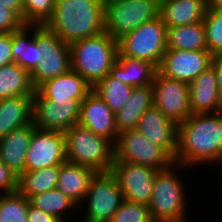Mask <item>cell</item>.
I'll list each match as a JSON object with an SVG mask.
<instances>
[{
    "instance_id": "obj_18",
    "label": "cell",
    "mask_w": 222,
    "mask_h": 222,
    "mask_svg": "<svg viewBox=\"0 0 222 222\" xmlns=\"http://www.w3.org/2000/svg\"><path fill=\"white\" fill-rule=\"evenodd\" d=\"M189 105L192 114L222 112V96L212 66L189 84Z\"/></svg>"
},
{
    "instance_id": "obj_20",
    "label": "cell",
    "mask_w": 222,
    "mask_h": 222,
    "mask_svg": "<svg viewBox=\"0 0 222 222\" xmlns=\"http://www.w3.org/2000/svg\"><path fill=\"white\" fill-rule=\"evenodd\" d=\"M35 128L30 123L0 138V159L18 177L25 172L26 152Z\"/></svg>"
},
{
    "instance_id": "obj_8",
    "label": "cell",
    "mask_w": 222,
    "mask_h": 222,
    "mask_svg": "<svg viewBox=\"0 0 222 222\" xmlns=\"http://www.w3.org/2000/svg\"><path fill=\"white\" fill-rule=\"evenodd\" d=\"M167 50V27L159 16L118 40V53L160 66Z\"/></svg>"
},
{
    "instance_id": "obj_37",
    "label": "cell",
    "mask_w": 222,
    "mask_h": 222,
    "mask_svg": "<svg viewBox=\"0 0 222 222\" xmlns=\"http://www.w3.org/2000/svg\"><path fill=\"white\" fill-rule=\"evenodd\" d=\"M23 25V21L12 10L0 5V32L12 33Z\"/></svg>"
},
{
    "instance_id": "obj_31",
    "label": "cell",
    "mask_w": 222,
    "mask_h": 222,
    "mask_svg": "<svg viewBox=\"0 0 222 222\" xmlns=\"http://www.w3.org/2000/svg\"><path fill=\"white\" fill-rule=\"evenodd\" d=\"M133 87L107 74L93 86V91L108 105L114 114L119 112L130 98Z\"/></svg>"
},
{
    "instance_id": "obj_6",
    "label": "cell",
    "mask_w": 222,
    "mask_h": 222,
    "mask_svg": "<svg viewBox=\"0 0 222 222\" xmlns=\"http://www.w3.org/2000/svg\"><path fill=\"white\" fill-rule=\"evenodd\" d=\"M160 16V0H114L104 4L105 32L116 41Z\"/></svg>"
},
{
    "instance_id": "obj_3",
    "label": "cell",
    "mask_w": 222,
    "mask_h": 222,
    "mask_svg": "<svg viewBox=\"0 0 222 222\" xmlns=\"http://www.w3.org/2000/svg\"><path fill=\"white\" fill-rule=\"evenodd\" d=\"M185 169L189 171L191 168L173 162L169 167L157 171L149 203L150 213L155 222L190 218L187 216L188 213L190 214L188 209L190 199L186 195L188 185L184 183V178H181L180 173Z\"/></svg>"
},
{
    "instance_id": "obj_7",
    "label": "cell",
    "mask_w": 222,
    "mask_h": 222,
    "mask_svg": "<svg viewBox=\"0 0 222 222\" xmlns=\"http://www.w3.org/2000/svg\"><path fill=\"white\" fill-rule=\"evenodd\" d=\"M123 201V192L115 175L111 171L97 172L89 183L82 203L78 206L79 212L85 209L82 218L79 219L83 222H109Z\"/></svg>"
},
{
    "instance_id": "obj_36",
    "label": "cell",
    "mask_w": 222,
    "mask_h": 222,
    "mask_svg": "<svg viewBox=\"0 0 222 222\" xmlns=\"http://www.w3.org/2000/svg\"><path fill=\"white\" fill-rule=\"evenodd\" d=\"M17 191L18 176L0 159V195L11 194Z\"/></svg>"
},
{
    "instance_id": "obj_13",
    "label": "cell",
    "mask_w": 222,
    "mask_h": 222,
    "mask_svg": "<svg viewBox=\"0 0 222 222\" xmlns=\"http://www.w3.org/2000/svg\"><path fill=\"white\" fill-rule=\"evenodd\" d=\"M65 135L59 131L35 128L26 152L25 171H34L65 163Z\"/></svg>"
},
{
    "instance_id": "obj_11",
    "label": "cell",
    "mask_w": 222,
    "mask_h": 222,
    "mask_svg": "<svg viewBox=\"0 0 222 222\" xmlns=\"http://www.w3.org/2000/svg\"><path fill=\"white\" fill-rule=\"evenodd\" d=\"M152 88L153 106L177 125L192 115L189 105V84L168 78L157 71Z\"/></svg>"
},
{
    "instance_id": "obj_22",
    "label": "cell",
    "mask_w": 222,
    "mask_h": 222,
    "mask_svg": "<svg viewBox=\"0 0 222 222\" xmlns=\"http://www.w3.org/2000/svg\"><path fill=\"white\" fill-rule=\"evenodd\" d=\"M158 67L150 62L136 58L124 57L119 53L109 74L131 87L152 85Z\"/></svg>"
},
{
    "instance_id": "obj_40",
    "label": "cell",
    "mask_w": 222,
    "mask_h": 222,
    "mask_svg": "<svg viewBox=\"0 0 222 222\" xmlns=\"http://www.w3.org/2000/svg\"><path fill=\"white\" fill-rule=\"evenodd\" d=\"M211 66L216 72L218 89L222 96V52L213 54Z\"/></svg>"
},
{
    "instance_id": "obj_44",
    "label": "cell",
    "mask_w": 222,
    "mask_h": 222,
    "mask_svg": "<svg viewBox=\"0 0 222 222\" xmlns=\"http://www.w3.org/2000/svg\"><path fill=\"white\" fill-rule=\"evenodd\" d=\"M103 4H106V3H109L111 1H114V0H100Z\"/></svg>"
},
{
    "instance_id": "obj_42",
    "label": "cell",
    "mask_w": 222,
    "mask_h": 222,
    "mask_svg": "<svg viewBox=\"0 0 222 222\" xmlns=\"http://www.w3.org/2000/svg\"><path fill=\"white\" fill-rule=\"evenodd\" d=\"M207 9L222 10V0H207Z\"/></svg>"
},
{
    "instance_id": "obj_12",
    "label": "cell",
    "mask_w": 222,
    "mask_h": 222,
    "mask_svg": "<svg viewBox=\"0 0 222 222\" xmlns=\"http://www.w3.org/2000/svg\"><path fill=\"white\" fill-rule=\"evenodd\" d=\"M157 171L150 166L124 161H114L111 170L123 192L124 200L145 205L151 201Z\"/></svg>"
},
{
    "instance_id": "obj_2",
    "label": "cell",
    "mask_w": 222,
    "mask_h": 222,
    "mask_svg": "<svg viewBox=\"0 0 222 222\" xmlns=\"http://www.w3.org/2000/svg\"><path fill=\"white\" fill-rule=\"evenodd\" d=\"M43 26L69 45L94 37L105 32L104 4L100 0H55Z\"/></svg>"
},
{
    "instance_id": "obj_38",
    "label": "cell",
    "mask_w": 222,
    "mask_h": 222,
    "mask_svg": "<svg viewBox=\"0 0 222 222\" xmlns=\"http://www.w3.org/2000/svg\"><path fill=\"white\" fill-rule=\"evenodd\" d=\"M13 63L11 33L0 32V68Z\"/></svg>"
},
{
    "instance_id": "obj_27",
    "label": "cell",
    "mask_w": 222,
    "mask_h": 222,
    "mask_svg": "<svg viewBox=\"0 0 222 222\" xmlns=\"http://www.w3.org/2000/svg\"><path fill=\"white\" fill-rule=\"evenodd\" d=\"M35 88L30 73L16 63L0 68V100L17 96H33Z\"/></svg>"
},
{
    "instance_id": "obj_41",
    "label": "cell",
    "mask_w": 222,
    "mask_h": 222,
    "mask_svg": "<svg viewBox=\"0 0 222 222\" xmlns=\"http://www.w3.org/2000/svg\"><path fill=\"white\" fill-rule=\"evenodd\" d=\"M0 5L12 10L22 20L23 0H0Z\"/></svg>"
},
{
    "instance_id": "obj_25",
    "label": "cell",
    "mask_w": 222,
    "mask_h": 222,
    "mask_svg": "<svg viewBox=\"0 0 222 222\" xmlns=\"http://www.w3.org/2000/svg\"><path fill=\"white\" fill-rule=\"evenodd\" d=\"M33 96L0 100V138L14 129L33 123Z\"/></svg>"
},
{
    "instance_id": "obj_10",
    "label": "cell",
    "mask_w": 222,
    "mask_h": 222,
    "mask_svg": "<svg viewBox=\"0 0 222 222\" xmlns=\"http://www.w3.org/2000/svg\"><path fill=\"white\" fill-rule=\"evenodd\" d=\"M114 161L145 165L162 170L174 160L158 145L153 144L136 129L122 131L114 144Z\"/></svg>"
},
{
    "instance_id": "obj_29",
    "label": "cell",
    "mask_w": 222,
    "mask_h": 222,
    "mask_svg": "<svg viewBox=\"0 0 222 222\" xmlns=\"http://www.w3.org/2000/svg\"><path fill=\"white\" fill-rule=\"evenodd\" d=\"M167 49L208 50L203 21L167 28Z\"/></svg>"
},
{
    "instance_id": "obj_45",
    "label": "cell",
    "mask_w": 222,
    "mask_h": 222,
    "mask_svg": "<svg viewBox=\"0 0 222 222\" xmlns=\"http://www.w3.org/2000/svg\"><path fill=\"white\" fill-rule=\"evenodd\" d=\"M64 222H68V221H64ZM69 222H75V221H69ZM77 222H78V221H77ZM79 222H83V221L79 220Z\"/></svg>"
},
{
    "instance_id": "obj_16",
    "label": "cell",
    "mask_w": 222,
    "mask_h": 222,
    "mask_svg": "<svg viewBox=\"0 0 222 222\" xmlns=\"http://www.w3.org/2000/svg\"><path fill=\"white\" fill-rule=\"evenodd\" d=\"M78 124L110 140L113 144L119 134L115 124V114L93 90L80 103Z\"/></svg>"
},
{
    "instance_id": "obj_4",
    "label": "cell",
    "mask_w": 222,
    "mask_h": 222,
    "mask_svg": "<svg viewBox=\"0 0 222 222\" xmlns=\"http://www.w3.org/2000/svg\"><path fill=\"white\" fill-rule=\"evenodd\" d=\"M118 54V41L106 32L70 44L71 69L92 87L109 74Z\"/></svg>"
},
{
    "instance_id": "obj_9",
    "label": "cell",
    "mask_w": 222,
    "mask_h": 222,
    "mask_svg": "<svg viewBox=\"0 0 222 222\" xmlns=\"http://www.w3.org/2000/svg\"><path fill=\"white\" fill-rule=\"evenodd\" d=\"M34 39L41 46L44 58L30 73L31 82L36 89L44 81L67 73L71 69V60L70 45L43 25H34Z\"/></svg>"
},
{
    "instance_id": "obj_14",
    "label": "cell",
    "mask_w": 222,
    "mask_h": 222,
    "mask_svg": "<svg viewBox=\"0 0 222 222\" xmlns=\"http://www.w3.org/2000/svg\"><path fill=\"white\" fill-rule=\"evenodd\" d=\"M33 111L35 127L64 133L68 128L78 123L80 103L76 100L52 102L35 90Z\"/></svg>"
},
{
    "instance_id": "obj_21",
    "label": "cell",
    "mask_w": 222,
    "mask_h": 222,
    "mask_svg": "<svg viewBox=\"0 0 222 222\" xmlns=\"http://www.w3.org/2000/svg\"><path fill=\"white\" fill-rule=\"evenodd\" d=\"M207 0H160V17L167 28L203 21Z\"/></svg>"
},
{
    "instance_id": "obj_43",
    "label": "cell",
    "mask_w": 222,
    "mask_h": 222,
    "mask_svg": "<svg viewBox=\"0 0 222 222\" xmlns=\"http://www.w3.org/2000/svg\"><path fill=\"white\" fill-rule=\"evenodd\" d=\"M191 220V216H190V219L189 218H187V219H184V220H179V221H166V222H192V220Z\"/></svg>"
},
{
    "instance_id": "obj_23",
    "label": "cell",
    "mask_w": 222,
    "mask_h": 222,
    "mask_svg": "<svg viewBox=\"0 0 222 222\" xmlns=\"http://www.w3.org/2000/svg\"><path fill=\"white\" fill-rule=\"evenodd\" d=\"M95 174L96 172L89 167L66 161L59 165L56 188L80 206Z\"/></svg>"
},
{
    "instance_id": "obj_17",
    "label": "cell",
    "mask_w": 222,
    "mask_h": 222,
    "mask_svg": "<svg viewBox=\"0 0 222 222\" xmlns=\"http://www.w3.org/2000/svg\"><path fill=\"white\" fill-rule=\"evenodd\" d=\"M135 129L175 159L178 125L156 107L149 108L142 115Z\"/></svg>"
},
{
    "instance_id": "obj_33",
    "label": "cell",
    "mask_w": 222,
    "mask_h": 222,
    "mask_svg": "<svg viewBox=\"0 0 222 222\" xmlns=\"http://www.w3.org/2000/svg\"><path fill=\"white\" fill-rule=\"evenodd\" d=\"M54 8L55 0H23L22 21L24 24L44 25Z\"/></svg>"
},
{
    "instance_id": "obj_15",
    "label": "cell",
    "mask_w": 222,
    "mask_h": 222,
    "mask_svg": "<svg viewBox=\"0 0 222 222\" xmlns=\"http://www.w3.org/2000/svg\"><path fill=\"white\" fill-rule=\"evenodd\" d=\"M212 56L208 50L167 49L158 71L168 78L190 84L211 67Z\"/></svg>"
},
{
    "instance_id": "obj_1",
    "label": "cell",
    "mask_w": 222,
    "mask_h": 222,
    "mask_svg": "<svg viewBox=\"0 0 222 222\" xmlns=\"http://www.w3.org/2000/svg\"><path fill=\"white\" fill-rule=\"evenodd\" d=\"M222 161V112L192 114L178 124L174 162L192 170Z\"/></svg>"
},
{
    "instance_id": "obj_24",
    "label": "cell",
    "mask_w": 222,
    "mask_h": 222,
    "mask_svg": "<svg viewBox=\"0 0 222 222\" xmlns=\"http://www.w3.org/2000/svg\"><path fill=\"white\" fill-rule=\"evenodd\" d=\"M13 63L31 73L35 67L44 61L39 46L34 39V25L24 24L11 33Z\"/></svg>"
},
{
    "instance_id": "obj_39",
    "label": "cell",
    "mask_w": 222,
    "mask_h": 222,
    "mask_svg": "<svg viewBox=\"0 0 222 222\" xmlns=\"http://www.w3.org/2000/svg\"><path fill=\"white\" fill-rule=\"evenodd\" d=\"M27 222H60V221L53 215L44 212L32 206L29 203L28 212H27Z\"/></svg>"
},
{
    "instance_id": "obj_26",
    "label": "cell",
    "mask_w": 222,
    "mask_h": 222,
    "mask_svg": "<svg viewBox=\"0 0 222 222\" xmlns=\"http://www.w3.org/2000/svg\"><path fill=\"white\" fill-rule=\"evenodd\" d=\"M152 85L133 87L130 98L125 106L115 114L118 133L135 129L142 115L153 107Z\"/></svg>"
},
{
    "instance_id": "obj_28",
    "label": "cell",
    "mask_w": 222,
    "mask_h": 222,
    "mask_svg": "<svg viewBox=\"0 0 222 222\" xmlns=\"http://www.w3.org/2000/svg\"><path fill=\"white\" fill-rule=\"evenodd\" d=\"M29 203L32 206L53 215L60 222L76 219V214L74 215V213L79 209L77 208L78 205L73 200L60 192L57 188L32 195L29 197ZM66 213L69 216H67ZM72 215L73 218L75 217L74 219H71Z\"/></svg>"
},
{
    "instance_id": "obj_32",
    "label": "cell",
    "mask_w": 222,
    "mask_h": 222,
    "mask_svg": "<svg viewBox=\"0 0 222 222\" xmlns=\"http://www.w3.org/2000/svg\"><path fill=\"white\" fill-rule=\"evenodd\" d=\"M29 198L18 191L0 195V222H27Z\"/></svg>"
},
{
    "instance_id": "obj_34",
    "label": "cell",
    "mask_w": 222,
    "mask_h": 222,
    "mask_svg": "<svg viewBox=\"0 0 222 222\" xmlns=\"http://www.w3.org/2000/svg\"><path fill=\"white\" fill-rule=\"evenodd\" d=\"M208 51L222 52V10L207 9L203 18Z\"/></svg>"
},
{
    "instance_id": "obj_19",
    "label": "cell",
    "mask_w": 222,
    "mask_h": 222,
    "mask_svg": "<svg viewBox=\"0 0 222 222\" xmlns=\"http://www.w3.org/2000/svg\"><path fill=\"white\" fill-rule=\"evenodd\" d=\"M35 90L52 102L76 100L81 103L93 87L79 73L70 69L65 74L44 81Z\"/></svg>"
},
{
    "instance_id": "obj_30",
    "label": "cell",
    "mask_w": 222,
    "mask_h": 222,
    "mask_svg": "<svg viewBox=\"0 0 222 222\" xmlns=\"http://www.w3.org/2000/svg\"><path fill=\"white\" fill-rule=\"evenodd\" d=\"M59 165L25 171L18 177V192L26 198L57 187Z\"/></svg>"
},
{
    "instance_id": "obj_5",
    "label": "cell",
    "mask_w": 222,
    "mask_h": 222,
    "mask_svg": "<svg viewBox=\"0 0 222 222\" xmlns=\"http://www.w3.org/2000/svg\"><path fill=\"white\" fill-rule=\"evenodd\" d=\"M66 160L97 172H109L114 163V144L80 124L65 132Z\"/></svg>"
},
{
    "instance_id": "obj_35",
    "label": "cell",
    "mask_w": 222,
    "mask_h": 222,
    "mask_svg": "<svg viewBox=\"0 0 222 222\" xmlns=\"http://www.w3.org/2000/svg\"><path fill=\"white\" fill-rule=\"evenodd\" d=\"M109 222H155L149 205L124 200Z\"/></svg>"
}]
</instances>
